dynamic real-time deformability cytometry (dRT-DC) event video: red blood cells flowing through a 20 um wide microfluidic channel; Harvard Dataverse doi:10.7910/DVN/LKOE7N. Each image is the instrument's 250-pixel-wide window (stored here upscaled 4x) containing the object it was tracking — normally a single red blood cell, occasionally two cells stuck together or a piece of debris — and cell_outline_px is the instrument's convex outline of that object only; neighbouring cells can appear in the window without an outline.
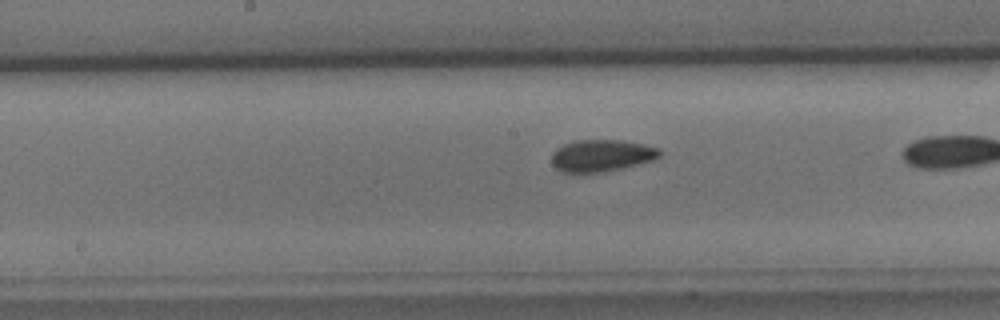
{"species": "common noctule bat (a hibernating species)", "species_latin": "Nyctalus noctula", "temperature_condition": "cold", "stored_images_in_passage": 40, "camera_frame_rate_fps": 3000, "um_per_image_px": 0.085, "animal": {"sex": "male", "body_mass_g": 15.6}, "frame": {"image": 1, "passage_image": 26, "time_ms": 8.333, "image_size_px": [1000, 320], "cell_outline_px": [[664, 152], [660, 156], [652, 160], [620, 168], [600, 172], [560, 172], [552, 164], [552, 152], [556, 148], [564, 144], [576, 140], [624, 140], [644, 144], [660, 148]], "centroid_in_image_um": [51.14, 13.2], "position_along_channel_um": 197.1, "area_um2": 20.11}}